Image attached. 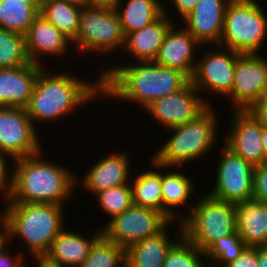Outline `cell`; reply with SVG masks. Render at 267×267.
<instances>
[{
    "mask_svg": "<svg viewBox=\"0 0 267 267\" xmlns=\"http://www.w3.org/2000/svg\"><path fill=\"white\" fill-rule=\"evenodd\" d=\"M110 68L100 75L103 99L107 96L115 101H129L143 109L155 99L179 91L190 81L181 72L153 61Z\"/></svg>",
    "mask_w": 267,
    "mask_h": 267,
    "instance_id": "obj_1",
    "label": "cell"
},
{
    "mask_svg": "<svg viewBox=\"0 0 267 267\" xmlns=\"http://www.w3.org/2000/svg\"><path fill=\"white\" fill-rule=\"evenodd\" d=\"M47 71L44 67L39 72L25 107L34 126L36 122L54 123L55 120L72 114L81 105L103 96L101 77L89 83L69 72L50 74Z\"/></svg>",
    "mask_w": 267,
    "mask_h": 267,
    "instance_id": "obj_2",
    "label": "cell"
},
{
    "mask_svg": "<svg viewBox=\"0 0 267 267\" xmlns=\"http://www.w3.org/2000/svg\"><path fill=\"white\" fill-rule=\"evenodd\" d=\"M42 153L13 161L12 189L5 202L55 203L64 206L76 191L75 186L80 185L77 184L78 175L63 165L51 160L49 162Z\"/></svg>",
    "mask_w": 267,
    "mask_h": 267,
    "instance_id": "obj_3",
    "label": "cell"
},
{
    "mask_svg": "<svg viewBox=\"0 0 267 267\" xmlns=\"http://www.w3.org/2000/svg\"><path fill=\"white\" fill-rule=\"evenodd\" d=\"M0 214L6 219L10 240L21 239L32 256L45 255L67 225L63 206L55 203L5 202ZM65 220V221H64ZM19 236V237H18Z\"/></svg>",
    "mask_w": 267,
    "mask_h": 267,
    "instance_id": "obj_4",
    "label": "cell"
},
{
    "mask_svg": "<svg viewBox=\"0 0 267 267\" xmlns=\"http://www.w3.org/2000/svg\"><path fill=\"white\" fill-rule=\"evenodd\" d=\"M212 104L188 123L166 130L172 132L170 139L151 156V159L163 168H180L185 163L210 154L216 147L217 119Z\"/></svg>",
    "mask_w": 267,
    "mask_h": 267,
    "instance_id": "obj_5",
    "label": "cell"
},
{
    "mask_svg": "<svg viewBox=\"0 0 267 267\" xmlns=\"http://www.w3.org/2000/svg\"><path fill=\"white\" fill-rule=\"evenodd\" d=\"M202 197V198H201ZM199 196L181 221L183 236L205 252L220 237L237 231L236 206L209 194Z\"/></svg>",
    "mask_w": 267,
    "mask_h": 267,
    "instance_id": "obj_6",
    "label": "cell"
},
{
    "mask_svg": "<svg viewBox=\"0 0 267 267\" xmlns=\"http://www.w3.org/2000/svg\"><path fill=\"white\" fill-rule=\"evenodd\" d=\"M257 2L255 0L229 2L219 46L239 54H259L267 39V14Z\"/></svg>",
    "mask_w": 267,
    "mask_h": 267,
    "instance_id": "obj_7",
    "label": "cell"
},
{
    "mask_svg": "<svg viewBox=\"0 0 267 267\" xmlns=\"http://www.w3.org/2000/svg\"><path fill=\"white\" fill-rule=\"evenodd\" d=\"M125 36L114 7L86 6L80 14L79 27L72 45L81 53H105L123 48Z\"/></svg>",
    "mask_w": 267,
    "mask_h": 267,
    "instance_id": "obj_8",
    "label": "cell"
},
{
    "mask_svg": "<svg viewBox=\"0 0 267 267\" xmlns=\"http://www.w3.org/2000/svg\"><path fill=\"white\" fill-rule=\"evenodd\" d=\"M170 222L161 212L132 204L126 211L108 219L102 234L127 249L131 245L161 232Z\"/></svg>",
    "mask_w": 267,
    "mask_h": 267,
    "instance_id": "obj_9",
    "label": "cell"
},
{
    "mask_svg": "<svg viewBox=\"0 0 267 267\" xmlns=\"http://www.w3.org/2000/svg\"><path fill=\"white\" fill-rule=\"evenodd\" d=\"M221 149L222 153L215 167V186L213 191L207 194L234 204L252 199L255 167L234 154L224 144Z\"/></svg>",
    "mask_w": 267,
    "mask_h": 267,
    "instance_id": "obj_10",
    "label": "cell"
},
{
    "mask_svg": "<svg viewBox=\"0 0 267 267\" xmlns=\"http://www.w3.org/2000/svg\"><path fill=\"white\" fill-rule=\"evenodd\" d=\"M37 133L25 108L0 106V151L12 161L44 151Z\"/></svg>",
    "mask_w": 267,
    "mask_h": 267,
    "instance_id": "obj_11",
    "label": "cell"
},
{
    "mask_svg": "<svg viewBox=\"0 0 267 267\" xmlns=\"http://www.w3.org/2000/svg\"><path fill=\"white\" fill-rule=\"evenodd\" d=\"M216 50L206 51L197 60L192 79L193 86L202 93L226 96L231 92L235 76V64L240 55L233 50L215 45ZM218 47V48H217ZM222 50V51H221ZM202 91V92H201Z\"/></svg>",
    "mask_w": 267,
    "mask_h": 267,
    "instance_id": "obj_12",
    "label": "cell"
},
{
    "mask_svg": "<svg viewBox=\"0 0 267 267\" xmlns=\"http://www.w3.org/2000/svg\"><path fill=\"white\" fill-rule=\"evenodd\" d=\"M259 54H240L234 83L226 96L234 111H248L267 92V59Z\"/></svg>",
    "mask_w": 267,
    "mask_h": 267,
    "instance_id": "obj_13",
    "label": "cell"
},
{
    "mask_svg": "<svg viewBox=\"0 0 267 267\" xmlns=\"http://www.w3.org/2000/svg\"><path fill=\"white\" fill-rule=\"evenodd\" d=\"M199 91L189 81L182 89L161 98L155 99L143 110L154 117L163 128L169 129L193 120L208 105ZM209 101V102H208Z\"/></svg>",
    "mask_w": 267,
    "mask_h": 267,
    "instance_id": "obj_14",
    "label": "cell"
},
{
    "mask_svg": "<svg viewBox=\"0 0 267 267\" xmlns=\"http://www.w3.org/2000/svg\"><path fill=\"white\" fill-rule=\"evenodd\" d=\"M224 145L254 167L265 161L261 133L263 127L248 111H232Z\"/></svg>",
    "mask_w": 267,
    "mask_h": 267,
    "instance_id": "obj_15",
    "label": "cell"
},
{
    "mask_svg": "<svg viewBox=\"0 0 267 267\" xmlns=\"http://www.w3.org/2000/svg\"><path fill=\"white\" fill-rule=\"evenodd\" d=\"M182 25L183 28L179 26L176 28L177 23L171 26L153 62L177 70L191 80L197 64L195 52L202 45L184 24Z\"/></svg>",
    "mask_w": 267,
    "mask_h": 267,
    "instance_id": "obj_16",
    "label": "cell"
},
{
    "mask_svg": "<svg viewBox=\"0 0 267 267\" xmlns=\"http://www.w3.org/2000/svg\"><path fill=\"white\" fill-rule=\"evenodd\" d=\"M231 0H199L184 19L185 28L201 44L219 45L226 8Z\"/></svg>",
    "mask_w": 267,
    "mask_h": 267,
    "instance_id": "obj_17",
    "label": "cell"
},
{
    "mask_svg": "<svg viewBox=\"0 0 267 267\" xmlns=\"http://www.w3.org/2000/svg\"><path fill=\"white\" fill-rule=\"evenodd\" d=\"M25 43L30 61L43 65L41 55L65 56L72 40L39 14L25 34Z\"/></svg>",
    "mask_w": 267,
    "mask_h": 267,
    "instance_id": "obj_18",
    "label": "cell"
},
{
    "mask_svg": "<svg viewBox=\"0 0 267 267\" xmlns=\"http://www.w3.org/2000/svg\"><path fill=\"white\" fill-rule=\"evenodd\" d=\"M43 68L44 65L33 62L17 67L0 68V106L25 108Z\"/></svg>",
    "mask_w": 267,
    "mask_h": 267,
    "instance_id": "obj_19",
    "label": "cell"
},
{
    "mask_svg": "<svg viewBox=\"0 0 267 267\" xmlns=\"http://www.w3.org/2000/svg\"><path fill=\"white\" fill-rule=\"evenodd\" d=\"M129 158L125 151L102 157L84 174L80 187L96 195L111 187L130 184Z\"/></svg>",
    "mask_w": 267,
    "mask_h": 267,
    "instance_id": "obj_20",
    "label": "cell"
},
{
    "mask_svg": "<svg viewBox=\"0 0 267 267\" xmlns=\"http://www.w3.org/2000/svg\"><path fill=\"white\" fill-rule=\"evenodd\" d=\"M163 6V15L152 24L125 36L124 50L135 60L134 62L154 61L159 48L163 44L164 37L175 23L169 19V10Z\"/></svg>",
    "mask_w": 267,
    "mask_h": 267,
    "instance_id": "obj_21",
    "label": "cell"
},
{
    "mask_svg": "<svg viewBox=\"0 0 267 267\" xmlns=\"http://www.w3.org/2000/svg\"><path fill=\"white\" fill-rule=\"evenodd\" d=\"M175 168L170 167L167 173H162L161 171V191H162V203H163V215L170 221V222H181L191 211L193 208L194 203L192 204L189 201L192 199L196 192L195 184L193 182V178L187 176L186 173H180L176 169L172 172ZM186 174V175H185ZM195 190V191H194ZM191 198V199H190ZM183 205H187V214H181L177 212L179 206L185 207ZM177 207V209H176ZM176 209V210H175ZM179 216V217H178Z\"/></svg>",
    "mask_w": 267,
    "mask_h": 267,
    "instance_id": "obj_22",
    "label": "cell"
},
{
    "mask_svg": "<svg viewBox=\"0 0 267 267\" xmlns=\"http://www.w3.org/2000/svg\"><path fill=\"white\" fill-rule=\"evenodd\" d=\"M236 206V228L247 247L267 245V203L250 199Z\"/></svg>",
    "mask_w": 267,
    "mask_h": 267,
    "instance_id": "obj_23",
    "label": "cell"
},
{
    "mask_svg": "<svg viewBox=\"0 0 267 267\" xmlns=\"http://www.w3.org/2000/svg\"><path fill=\"white\" fill-rule=\"evenodd\" d=\"M94 233L93 238L88 239L86 235L83 236L78 231L72 232L71 229L69 231L64 227L45 255L64 267H79L88 257L96 240L102 235V227Z\"/></svg>",
    "mask_w": 267,
    "mask_h": 267,
    "instance_id": "obj_24",
    "label": "cell"
},
{
    "mask_svg": "<svg viewBox=\"0 0 267 267\" xmlns=\"http://www.w3.org/2000/svg\"><path fill=\"white\" fill-rule=\"evenodd\" d=\"M168 226L157 235L128 247L126 267H163L168 251L178 241L171 238Z\"/></svg>",
    "mask_w": 267,
    "mask_h": 267,
    "instance_id": "obj_25",
    "label": "cell"
},
{
    "mask_svg": "<svg viewBox=\"0 0 267 267\" xmlns=\"http://www.w3.org/2000/svg\"><path fill=\"white\" fill-rule=\"evenodd\" d=\"M122 1L118 0L114 8L124 36L152 24L164 14L161 0H125V4Z\"/></svg>",
    "mask_w": 267,
    "mask_h": 267,
    "instance_id": "obj_26",
    "label": "cell"
},
{
    "mask_svg": "<svg viewBox=\"0 0 267 267\" xmlns=\"http://www.w3.org/2000/svg\"><path fill=\"white\" fill-rule=\"evenodd\" d=\"M153 169L147 170L135 176L131 180L133 204L155 209L163 214L162 191H161V171L162 166L158 165L152 159L150 160Z\"/></svg>",
    "mask_w": 267,
    "mask_h": 267,
    "instance_id": "obj_27",
    "label": "cell"
},
{
    "mask_svg": "<svg viewBox=\"0 0 267 267\" xmlns=\"http://www.w3.org/2000/svg\"><path fill=\"white\" fill-rule=\"evenodd\" d=\"M82 8L58 0H42L39 14L73 40L78 31Z\"/></svg>",
    "mask_w": 267,
    "mask_h": 267,
    "instance_id": "obj_28",
    "label": "cell"
},
{
    "mask_svg": "<svg viewBox=\"0 0 267 267\" xmlns=\"http://www.w3.org/2000/svg\"><path fill=\"white\" fill-rule=\"evenodd\" d=\"M41 4L0 0V27L25 35L39 15Z\"/></svg>",
    "mask_w": 267,
    "mask_h": 267,
    "instance_id": "obj_29",
    "label": "cell"
},
{
    "mask_svg": "<svg viewBox=\"0 0 267 267\" xmlns=\"http://www.w3.org/2000/svg\"><path fill=\"white\" fill-rule=\"evenodd\" d=\"M79 267H126V249L102 234Z\"/></svg>",
    "mask_w": 267,
    "mask_h": 267,
    "instance_id": "obj_30",
    "label": "cell"
},
{
    "mask_svg": "<svg viewBox=\"0 0 267 267\" xmlns=\"http://www.w3.org/2000/svg\"><path fill=\"white\" fill-rule=\"evenodd\" d=\"M176 224L179 225L178 241L168 251L163 267H208L205 252L183 236L181 222L177 221Z\"/></svg>",
    "mask_w": 267,
    "mask_h": 267,
    "instance_id": "obj_31",
    "label": "cell"
},
{
    "mask_svg": "<svg viewBox=\"0 0 267 267\" xmlns=\"http://www.w3.org/2000/svg\"><path fill=\"white\" fill-rule=\"evenodd\" d=\"M31 63L25 35L0 27V68L17 67Z\"/></svg>",
    "mask_w": 267,
    "mask_h": 267,
    "instance_id": "obj_32",
    "label": "cell"
},
{
    "mask_svg": "<svg viewBox=\"0 0 267 267\" xmlns=\"http://www.w3.org/2000/svg\"><path fill=\"white\" fill-rule=\"evenodd\" d=\"M247 247L236 231L235 233L220 237L206 251L205 257L207 265L210 267H226L234 261Z\"/></svg>",
    "mask_w": 267,
    "mask_h": 267,
    "instance_id": "obj_33",
    "label": "cell"
},
{
    "mask_svg": "<svg viewBox=\"0 0 267 267\" xmlns=\"http://www.w3.org/2000/svg\"><path fill=\"white\" fill-rule=\"evenodd\" d=\"M94 197L97 198L98 206L109 219L126 211L132 204V191L130 184H122L98 192Z\"/></svg>",
    "mask_w": 267,
    "mask_h": 267,
    "instance_id": "obj_34",
    "label": "cell"
},
{
    "mask_svg": "<svg viewBox=\"0 0 267 267\" xmlns=\"http://www.w3.org/2000/svg\"><path fill=\"white\" fill-rule=\"evenodd\" d=\"M252 199L267 203V160L254 169Z\"/></svg>",
    "mask_w": 267,
    "mask_h": 267,
    "instance_id": "obj_35",
    "label": "cell"
},
{
    "mask_svg": "<svg viewBox=\"0 0 267 267\" xmlns=\"http://www.w3.org/2000/svg\"><path fill=\"white\" fill-rule=\"evenodd\" d=\"M9 158L6 153L0 151V192L5 201L9 198L12 189V171L8 168Z\"/></svg>",
    "mask_w": 267,
    "mask_h": 267,
    "instance_id": "obj_36",
    "label": "cell"
},
{
    "mask_svg": "<svg viewBox=\"0 0 267 267\" xmlns=\"http://www.w3.org/2000/svg\"><path fill=\"white\" fill-rule=\"evenodd\" d=\"M226 267H259L258 247H246L243 252Z\"/></svg>",
    "mask_w": 267,
    "mask_h": 267,
    "instance_id": "obj_37",
    "label": "cell"
},
{
    "mask_svg": "<svg viewBox=\"0 0 267 267\" xmlns=\"http://www.w3.org/2000/svg\"><path fill=\"white\" fill-rule=\"evenodd\" d=\"M253 116L267 129V92L249 109Z\"/></svg>",
    "mask_w": 267,
    "mask_h": 267,
    "instance_id": "obj_38",
    "label": "cell"
},
{
    "mask_svg": "<svg viewBox=\"0 0 267 267\" xmlns=\"http://www.w3.org/2000/svg\"><path fill=\"white\" fill-rule=\"evenodd\" d=\"M10 253L11 250H9V248L5 249L2 253H0V267H28V265L23 263V260H26L23 258V252L20 253L19 251L16 256Z\"/></svg>",
    "mask_w": 267,
    "mask_h": 267,
    "instance_id": "obj_39",
    "label": "cell"
},
{
    "mask_svg": "<svg viewBox=\"0 0 267 267\" xmlns=\"http://www.w3.org/2000/svg\"><path fill=\"white\" fill-rule=\"evenodd\" d=\"M172 1L171 5L175 6V12L179 13L180 19L183 20L189 13H191L199 0H169Z\"/></svg>",
    "mask_w": 267,
    "mask_h": 267,
    "instance_id": "obj_40",
    "label": "cell"
},
{
    "mask_svg": "<svg viewBox=\"0 0 267 267\" xmlns=\"http://www.w3.org/2000/svg\"><path fill=\"white\" fill-rule=\"evenodd\" d=\"M10 233L6 219L0 214V253L9 247Z\"/></svg>",
    "mask_w": 267,
    "mask_h": 267,
    "instance_id": "obj_41",
    "label": "cell"
},
{
    "mask_svg": "<svg viewBox=\"0 0 267 267\" xmlns=\"http://www.w3.org/2000/svg\"><path fill=\"white\" fill-rule=\"evenodd\" d=\"M35 259L36 267H64L61 264L50 260L46 255H35L32 259Z\"/></svg>",
    "mask_w": 267,
    "mask_h": 267,
    "instance_id": "obj_42",
    "label": "cell"
},
{
    "mask_svg": "<svg viewBox=\"0 0 267 267\" xmlns=\"http://www.w3.org/2000/svg\"><path fill=\"white\" fill-rule=\"evenodd\" d=\"M258 266L267 267V245L258 247Z\"/></svg>",
    "mask_w": 267,
    "mask_h": 267,
    "instance_id": "obj_43",
    "label": "cell"
},
{
    "mask_svg": "<svg viewBox=\"0 0 267 267\" xmlns=\"http://www.w3.org/2000/svg\"><path fill=\"white\" fill-rule=\"evenodd\" d=\"M118 0H88V6L114 7Z\"/></svg>",
    "mask_w": 267,
    "mask_h": 267,
    "instance_id": "obj_44",
    "label": "cell"
},
{
    "mask_svg": "<svg viewBox=\"0 0 267 267\" xmlns=\"http://www.w3.org/2000/svg\"><path fill=\"white\" fill-rule=\"evenodd\" d=\"M63 1L65 3H70L76 6H79L81 8L88 6V0H58Z\"/></svg>",
    "mask_w": 267,
    "mask_h": 267,
    "instance_id": "obj_45",
    "label": "cell"
},
{
    "mask_svg": "<svg viewBox=\"0 0 267 267\" xmlns=\"http://www.w3.org/2000/svg\"><path fill=\"white\" fill-rule=\"evenodd\" d=\"M262 146L265 152V160H267V129L263 128L261 133Z\"/></svg>",
    "mask_w": 267,
    "mask_h": 267,
    "instance_id": "obj_46",
    "label": "cell"
},
{
    "mask_svg": "<svg viewBox=\"0 0 267 267\" xmlns=\"http://www.w3.org/2000/svg\"><path fill=\"white\" fill-rule=\"evenodd\" d=\"M15 2H23L24 4H41L42 0H8Z\"/></svg>",
    "mask_w": 267,
    "mask_h": 267,
    "instance_id": "obj_47",
    "label": "cell"
}]
</instances>
